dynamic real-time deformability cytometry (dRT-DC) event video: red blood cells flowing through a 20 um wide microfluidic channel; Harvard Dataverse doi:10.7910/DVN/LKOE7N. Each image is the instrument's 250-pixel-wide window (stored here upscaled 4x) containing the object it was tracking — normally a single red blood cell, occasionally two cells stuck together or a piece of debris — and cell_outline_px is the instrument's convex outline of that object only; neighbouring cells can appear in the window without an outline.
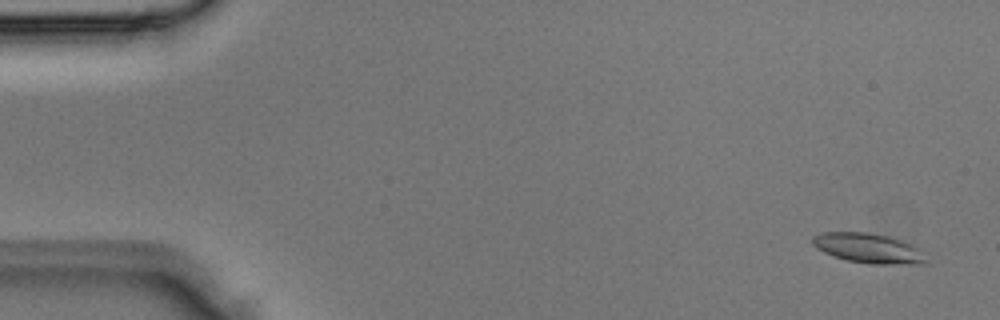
{"species": "Egyptian fruit bat (a non-hibernating species)", "species_latin": "Rousettus aegyptiacus", "temperature_condition": "room temperature", "stored_images_in_passage": 4, "camera_frame_rate_fps": 3000, "um_per_image_px": 0.085, "animal": {"sex": "male"}, "frame": {"image": 1, "passage_image": 1, "time_ms": 0.0, "image_size_px": [1000, 320], "cell_outline_px": [[924, 264], [872, 264], [848, 260], [824, 252], [816, 248], [812, 244], [812, 236], [824, 232], [868, 232], [888, 236], [908, 244], [916, 248], [924, 260]], "centroid_in_image_um": [73.71, 21.09], "position_along_channel_um": 11.3, "area_um2": 19.13}}
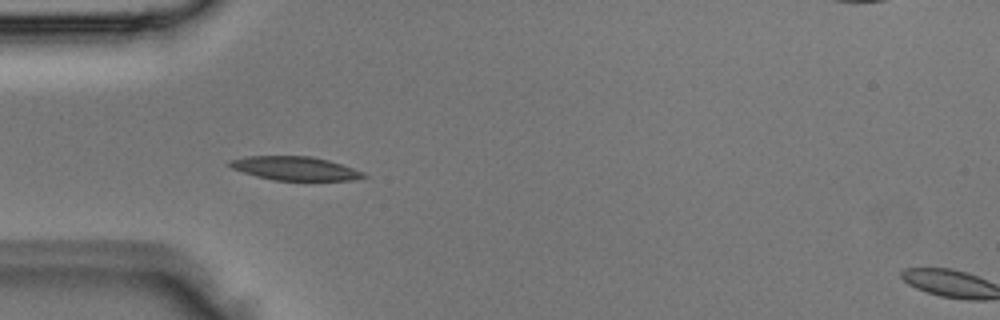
{"frame": {"image": 2, "passage_image": 4, "time_ms": 1.0, "image_size_px": [1000, 320], "cell_outline_px": [[368, 176], [352, 180], [272, 180], [256, 176], [232, 168], [224, 164], [228, 160], [244, 156], [312, 156], [328, 160], [364, 172]], "centroid_in_image_um": [25.01, 14.3], "position_along_channel_um": 60.0, "area_um2": 18.55}}